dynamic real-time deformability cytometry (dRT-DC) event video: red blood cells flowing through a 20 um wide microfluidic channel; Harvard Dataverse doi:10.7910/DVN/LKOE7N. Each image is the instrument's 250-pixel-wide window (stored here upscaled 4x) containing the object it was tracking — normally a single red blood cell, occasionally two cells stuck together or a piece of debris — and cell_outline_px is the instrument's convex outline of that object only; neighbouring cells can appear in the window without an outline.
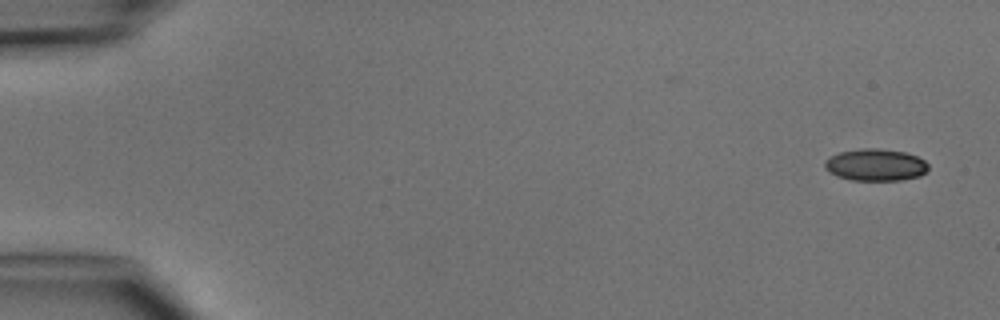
{"species": "common noctule bat (a hibernating species)", "species_latin": "Nyctalus noctula", "temperature_condition": "cold", "stored_images_in_passage": 6, "camera_frame_rate_fps": 3000, "um_per_image_px": 0.085, "animal": {"sex": "male", "body_mass_g": 15.6}, "frame": {"image": 1, "passage_image": 1, "time_ms": 0.0, "image_size_px": [1000, 320], "cell_outline_px": [[928, 168], [920, 176], [900, 180], [848, 180], [836, 176], [824, 168], [824, 160], [828, 156], [840, 152], [864, 148], [880, 148], [904, 152], [916, 156], [924, 160], [928, 164]], "centroid_in_image_um": [74.38, 14.01], "position_along_channel_um": 10.6, "area_um2": 19.42}}
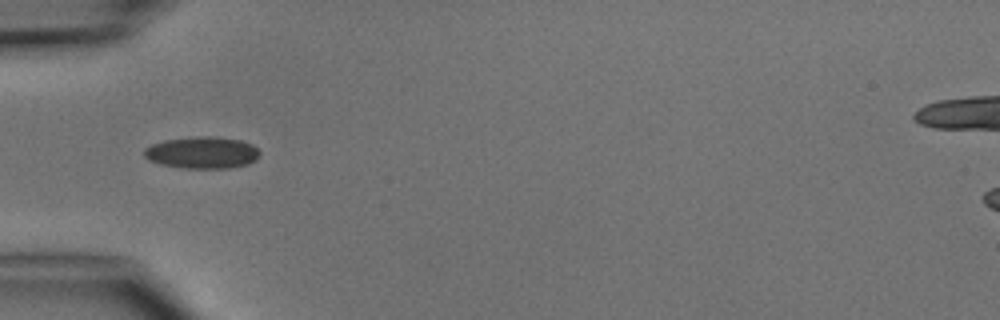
{"frame": {"image": 2, "passage_image": 5, "time_ms": 4.667, "image_size_px": [1000, 320], "cell_outline_px": [[260, 152], [256, 160], [248, 164], [228, 168], [180, 168], [160, 164], [148, 160], [144, 156], [144, 148], [152, 144], [164, 140], [200, 136], [212, 136], [240, 140], [252, 144]], "centroid_in_image_um": [17.17, 12.97], "position_along_channel_um": 67.8, "area_um2": 21.5}}